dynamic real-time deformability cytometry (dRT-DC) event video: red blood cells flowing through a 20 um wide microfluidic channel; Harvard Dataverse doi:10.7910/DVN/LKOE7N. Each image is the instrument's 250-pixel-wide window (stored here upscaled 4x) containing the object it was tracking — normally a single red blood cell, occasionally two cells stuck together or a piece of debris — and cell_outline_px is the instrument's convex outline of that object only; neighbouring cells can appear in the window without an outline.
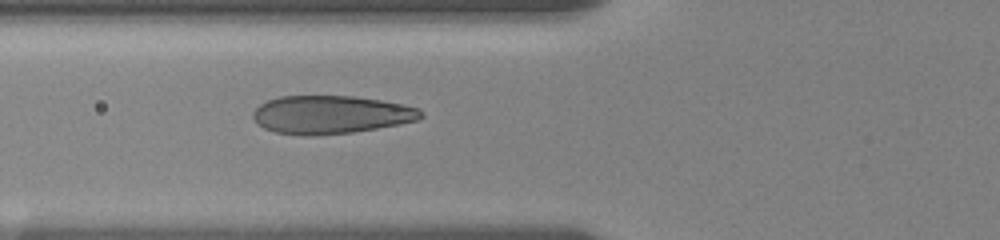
{"species": "human", "species_latin": "Homo sapiens", "temperature_condition": "room temperature", "stored_images_in_passage": 2, "camera_frame_rate_fps": 3000, "um_per_image_px": 0.085, "donor": {"sex": "female"}, "frame": {"image": 1, "passage_image": 2, "time_ms": 1.0, "image_size_px": [1000, 240], "cell_outline_px": [[424, 116], [416, 120], [400, 124], [352, 132], [312, 136], [304, 136], [276, 132], [264, 128], [252, 116], [252, 112], [260, 104], [268, 100], [280, 96], [352, 96], [380, 100], [404, 104], [420, 108], [424, 112]], "centroid_in_image_um": [28.14, 9.74], "position_along_channel_um": 97.7, "area_um2": 37.34}}